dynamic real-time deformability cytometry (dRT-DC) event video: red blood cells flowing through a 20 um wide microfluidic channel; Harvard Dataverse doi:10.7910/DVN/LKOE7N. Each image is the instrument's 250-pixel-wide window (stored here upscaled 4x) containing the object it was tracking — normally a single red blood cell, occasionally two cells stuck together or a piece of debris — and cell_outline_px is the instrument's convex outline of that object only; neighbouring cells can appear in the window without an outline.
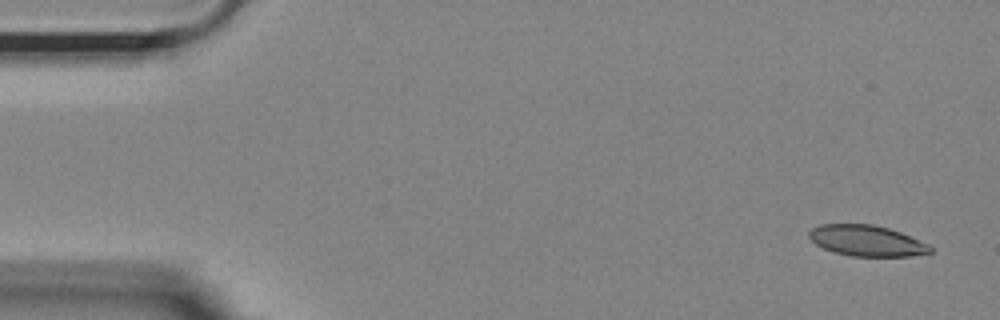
{"species": "Egyptian fruit bat (a non-hibernating species)", "species_latin": "Rousettus aegyptiacus", "temperature_condition": "room temperature", "stored_images_in_passage": 48, "camera_frame_rate_fps": 3000, "um_per_image_px": 0.085, "animal": {"sex": "female"}, "frame": {"image": 1, "passage_image": 1, "time_ms": 0.0, "image_size_px": [1000, 320], "cell_outline_px": [[932, 252], [912, 256], [852, 256], [832, 252], [816, 244], [808, 236], [808, 232], [812, 228], [820, 224], [872, 224], [888, 228], [900, 232], [928, 244], [932, 248]], "centroid_in_image_um": [73.65, 20.46], "position_along_channel_um": 11.3, "area_um2": 21.73}}
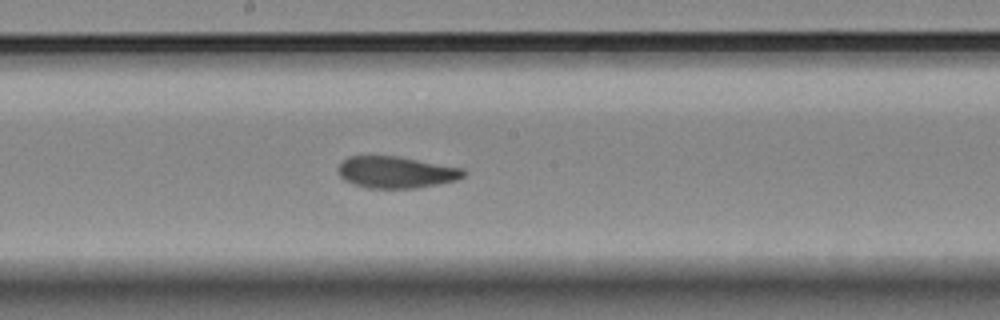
{"frame": {"image": 2, "passage_image": 27, "time_ms": 8.667, "image_size_px": [1000, 320], "cell_outline_px": [[464, 176], [456, 180], [416, 188], [368, 188], [344, 180], [340, 176], [336, 168], [348, 156], [396, 156], [464, 168]], "centroid_in_image_um": [33.64, 14.63], "position_along_channel_um": 214.6, "area_um2": 22.95}}
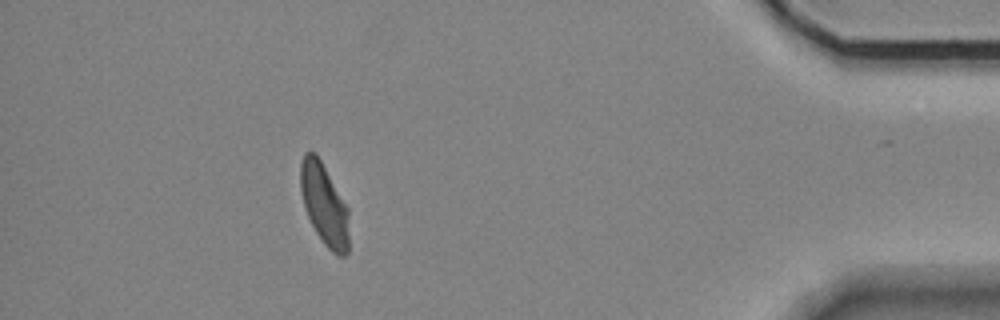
{"frame": {"image": 3, "passage_image": 47, "time_ms": 15.333, "image_size_px": [1000, 320], "cell_outline_px": [[348, 252], [344, 256], [336, 256], [324, 244], [316, 232], [308, 216], [304, 204], [300, 188], [300, 164], [304, 152], [316, 152], [348, 208]], "centroid_in_image_um": [27.55, 17.38], "position_along_channel_um": 407.6, "area_um2": 22.89}}